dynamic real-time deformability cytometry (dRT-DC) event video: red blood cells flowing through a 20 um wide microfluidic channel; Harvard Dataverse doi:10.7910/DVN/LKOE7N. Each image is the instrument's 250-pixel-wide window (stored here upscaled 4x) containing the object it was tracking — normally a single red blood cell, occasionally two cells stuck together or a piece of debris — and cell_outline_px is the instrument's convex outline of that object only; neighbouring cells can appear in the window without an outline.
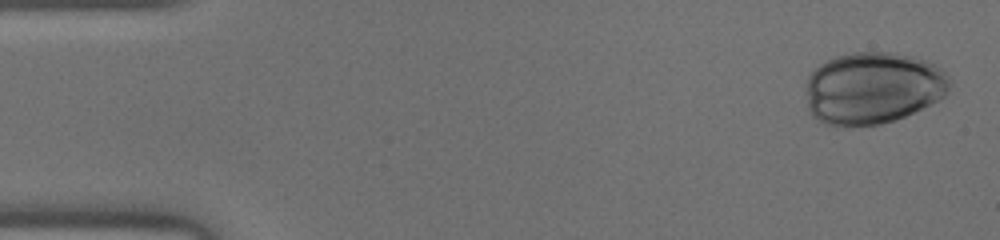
{"species": "human", "species_latin": "Homo sapiens", "temperature_condition": "warm", "stored_images_in_passage": 36, "camera_frame_rate_fps": 3000, "um_per_image_px": 0.085, "donor": {"sex": "male"}, "frame": {"image": 1, "passage_image": 2, "time_ms": 0.333, "image_size_px": [1000, 240], "cell_outline_px": [[952, 84], [948, 92], [940, 100], [896, 120], [880, 124], [848, 128], [836, 128], [824, 124], [816, 120], [808, 112], [808, 76], [820, 64], [836, 56], [852, 52], [896, 52], [916, 56], [936, 64], [952, 80]], "centroid_in_image_um": [74.23, 7.5], "position_along_channel_um": 10.8, "area_um2": 61.5}}
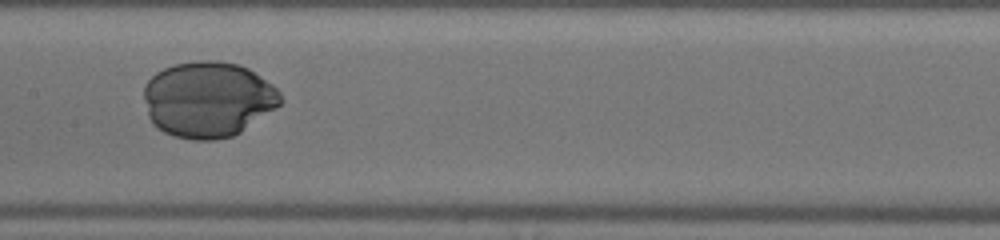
{"frame": {"image": 2, "passage_image": 23, "time_ms": 7.333, "image_size_px": [1000, 240], "cell_outline_px": [[284, 100], [280, 104], [240, 132], [232, 136], [216, 140], [192, 140], [176, 136], [164, 132], [156, 128], [152, 124], [148, 116], [144, 96], [144, 84], [156, 72], [164, 68], [176, 64], [200, 60], [220, 60], [240, 64], [248, 68], [272, 84], [280, 92]], "centroid_in_image_um": [17.67, 8.44], "position_along_channel_um": 189.7, "area_um2": 60.52}}
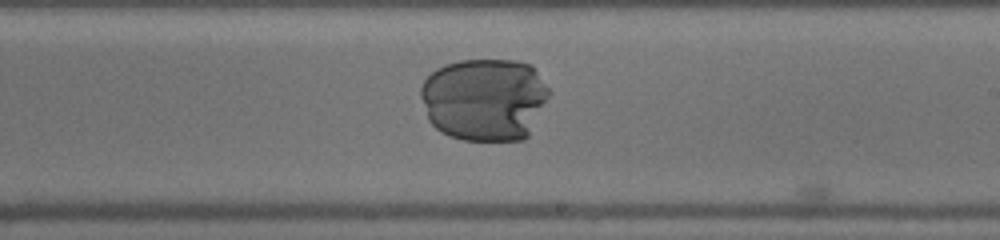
{"frame": {"image": 3, "passage_image": 27, "time_ms": 8.667, "image_size_px": [1000, 240], "cell_outline_px": [[548, 96], [528, 136], [524, 140], [464, 140], [440, 132], [428, 120], [420, 96], [420, 84], [436, 68], [444, 64], [460, 60], [516, 60], [532, 64], [548, 88]], "centroid_in_image_um": [41.16, 8.43], "position_along_channel_um": 247.8, "area_um2": 62.19}}